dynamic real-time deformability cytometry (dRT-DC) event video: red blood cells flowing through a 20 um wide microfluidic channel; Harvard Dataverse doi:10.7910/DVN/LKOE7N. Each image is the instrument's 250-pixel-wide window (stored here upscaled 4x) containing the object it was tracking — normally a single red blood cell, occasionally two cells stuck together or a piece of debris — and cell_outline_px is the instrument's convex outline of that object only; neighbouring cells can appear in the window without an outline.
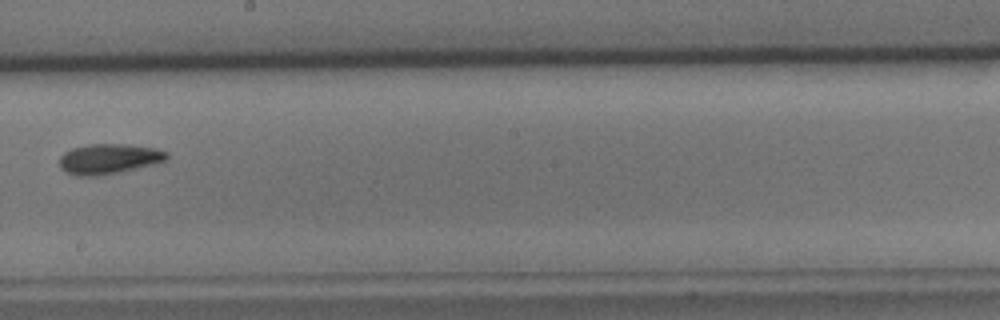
{"species": "common noctule bat (a hibernating species)", "species_latin": "Nyctalus noctula", "temperature_condition": "cold", "stored_images_in_passage": 5, "camera_frame_rate_fps": 3000, "um_per_image_px": 0.085, "animal": {"sex": "male", "body_mass_g": 15.6}, "frame": {"image": 1, "passage_image": 5, "time_ms": 4.667, "image_size_px": [1000, 320], "cell_outline_px": [[168, 160], [156, 164], [120, 172], [100, 176], [76, 176], [64, 172], [60, 168], [60, 156], [64, 152], [72, 148], [88, 144], [128, 144], [156, 148], [168, 152]], "centroid_in_image_um": [9.26, 13.51], "position_along_channel_um": 238.9, "area_um2": 19.25}}